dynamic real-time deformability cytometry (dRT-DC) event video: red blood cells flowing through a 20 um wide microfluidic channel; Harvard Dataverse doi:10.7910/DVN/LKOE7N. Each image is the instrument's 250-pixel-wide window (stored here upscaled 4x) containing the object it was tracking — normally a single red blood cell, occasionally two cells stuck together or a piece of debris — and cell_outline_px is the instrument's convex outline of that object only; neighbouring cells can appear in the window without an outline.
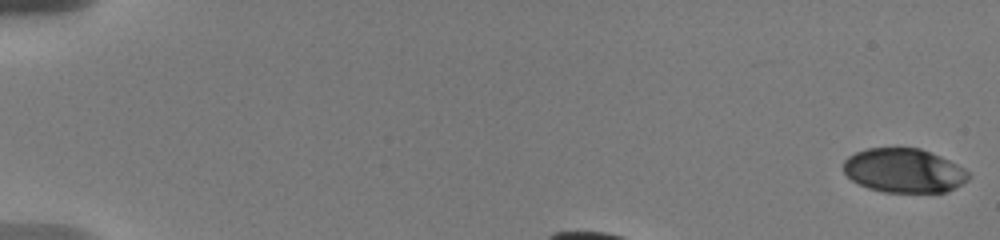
{"species": "human", "species_latin": "Homo sapiens", "temperature_condition": "warm", "stored_images_in_passage": 26, "camera_frame_rate_fps": 3000, "um_per_image_px": 0.085, "donor": {"sex": "male"}, "frame": {"image": 1, "passage_image": 1, "time_ms": 0.0, "image_size_px": [1000, 240], "cell_outline_px": [[968, 180], [956, 188], [948, 192], [884, 192], [868, 188], [852, 180], [844, 172], [844, 160], [848, 156], [856, 152], [868, 148], [920, 148], [940, 156], [964, 168], [968, 172]], "centroid_in_image_um": [76.84, 14.5], "position_along_channel_um": 8.2, "area_um2": 32.08}}
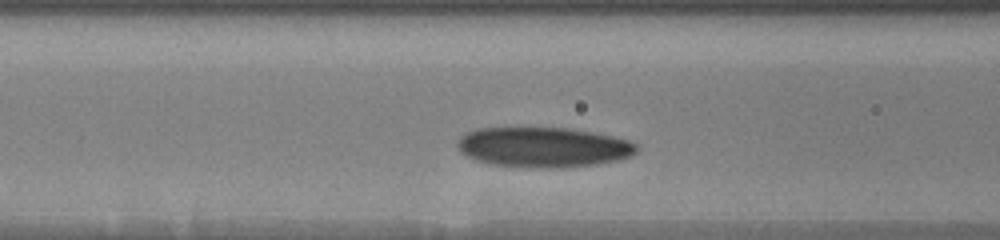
{"frame": {"image": 2, "passage_image": 17, "time_ms": 4.667, "image_size_px": [1000, 240], "cell_outline_px": [[636, 152], [620, 160], [596, 164], [560, 168], [528, 168], [492, 164], [476, 160], [460, 152], [456, 144], [460, 136], [464, 132], [476, 128], [568, 128], [592, 132], [612, 136], [628, 140], [636, 144]], "centroid_in_image_um": [46.14, 12.51], "position_along_channel_um": 120.5, "area_um2": 42.02}}
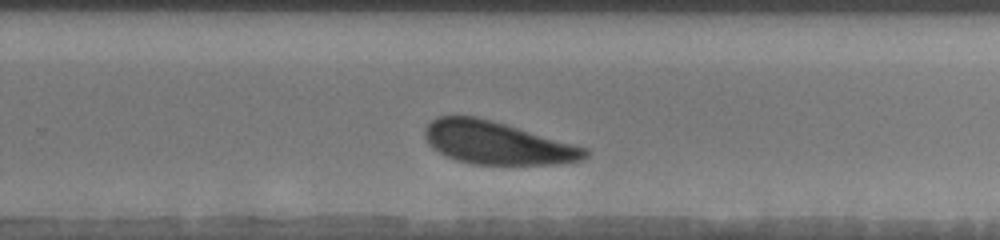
{"frame": {"image": 3, "passage_image": 26, "time_ms": 9.333, "image_size_px": [1000, 240], "cell_outline_px": [[588, 156], [584, 160], [560, 164], [472, 164], [456, 160], [444, 156], [432, 148], [428, 144], [424, 136], [424, 132], [428, 124], [436, 116], [472, 116], [492, 120], [588, 148]], "centroid_in_image_um": [42.24, 12.16], "position_along_channel_um": 287.6, "area_um2": 40.0}}